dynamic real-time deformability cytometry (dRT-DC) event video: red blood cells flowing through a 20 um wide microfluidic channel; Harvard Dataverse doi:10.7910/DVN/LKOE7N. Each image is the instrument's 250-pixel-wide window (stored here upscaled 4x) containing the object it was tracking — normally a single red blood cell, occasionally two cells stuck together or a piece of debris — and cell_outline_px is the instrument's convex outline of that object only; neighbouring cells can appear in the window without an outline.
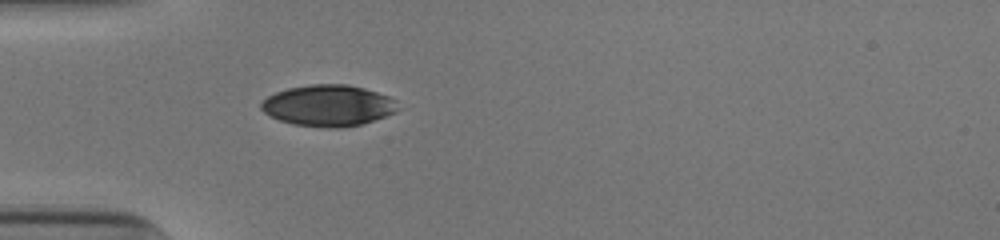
{"species": "human", "species_latin": "Homo sapiens", "temperature_condition": "cold", "stored_images_in_passage": 37, "camera_frame_rate_fps": 3000, "um_per_image_px": 0.085, "donor": {"sex": "male"}, "frame": {"image": 1, "passage_image": 1, "time_ms": 0.0, "image_size_px": [1000, 240], "cell_outline_px": [[400, 108], [396, 112], [360, 124], [340, 128], [328, 128], [292, 124], [268, 116], [260, 108], [260, 104], [268, 96], [276, 92], [288, 88], [312, 84], [348, 84], [364, 88], [388, 96], [396, 100]], "centroid_in_image_um": [27.89, 8.97], "position_along_channel_um": 57.1, "area_um2": 32.89}}
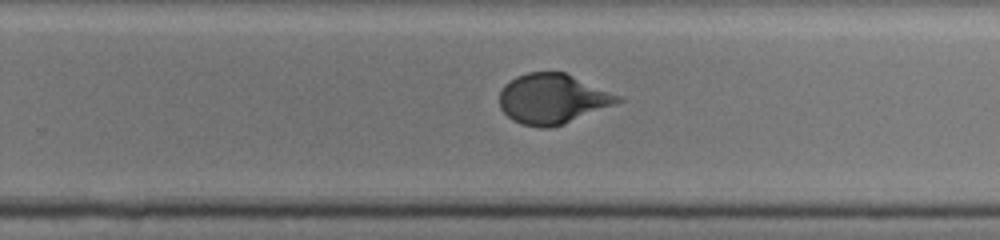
{"frame": {"image": 2, "passage_image": 19, "time_ms": 6.0, "image_size_px": [1000, 240], "cell_outline_px": [[624, 100], [552, 128], [540, 128], [520, 124], [512, 120], [500, 108], [500, 92], [504, 84], [516, 76], [528, 72], [564, 72], [620, 96]], "centroid_in_image_um": [46.91, 8.4], "position_along_channel_um": 282.9, "area_um2": 34.1}}
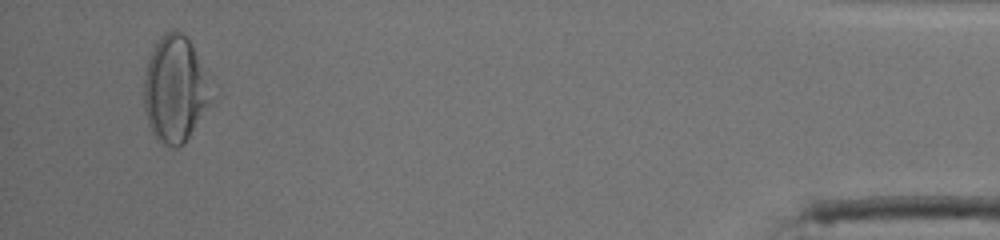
{"frame": {"image": 3, "passage_image": 35, "time_ms": 11.333, "image_size_px": [1000, 240], "cell_outline_px": [[208, 100], [184, 144], [176, 148], [172, 148], [156, 140], [148, 124], [144, 108], [144, 76], [148, 60], [152, 48], [160, 36], [164, 32], [176, 28], [188, 40], [196, 56]], "centroid_in_image_um": [14.72, 7.6], "position_along_channel_um": 420.5, "area_um2": 39.48}, "authors_computed_cell_mechanics": {"area_um2": 34.6222, "velocity_mm_per_s": 3.8962, "shape_relaxation_time_tau1_ms": 3.8283, "shape_relaxation_time_tau2_ms": null, "deformation_change_tau1": 0.1761, "deformation_change_tau2": null}}